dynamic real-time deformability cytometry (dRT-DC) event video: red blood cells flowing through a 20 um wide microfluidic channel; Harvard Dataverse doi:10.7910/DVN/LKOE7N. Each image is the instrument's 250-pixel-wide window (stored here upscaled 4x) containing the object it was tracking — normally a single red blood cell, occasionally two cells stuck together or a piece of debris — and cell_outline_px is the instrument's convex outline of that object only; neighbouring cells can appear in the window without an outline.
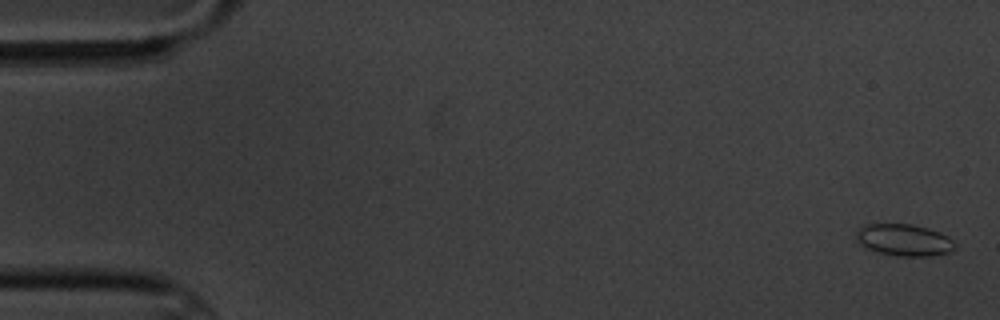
{"species": "common noctule bat (a hibernating species)", "species_latin": "Nyctalus noctula", "temperature_condition": "cold", "stored_images_in_passage": 6, "camera_frame_rate_fps": 3000, "um_per_image_px": 0.085, "animal": {"sex": "male", "body_mass_g": 20.1, "forearm_length_mm": 53.5}, "frame": {"image": 1, "passage_image": 1, "time_ms": 0.0, "image_size_px": [1000, 320], "cell_outline_px": [[956, 248], [948, 252], [932, 256], [896, 256], [880, 252], [868, 248], [860, 244], [856, 240], [856, 232], [864, 224], [912, 224], [928, 228], [940, 232], [948, 236], [956, 244]], "centroid_in_image_um": [76.86, 20.39], "position_along_channel_um": 8.1, "area_um2": 18.32}}